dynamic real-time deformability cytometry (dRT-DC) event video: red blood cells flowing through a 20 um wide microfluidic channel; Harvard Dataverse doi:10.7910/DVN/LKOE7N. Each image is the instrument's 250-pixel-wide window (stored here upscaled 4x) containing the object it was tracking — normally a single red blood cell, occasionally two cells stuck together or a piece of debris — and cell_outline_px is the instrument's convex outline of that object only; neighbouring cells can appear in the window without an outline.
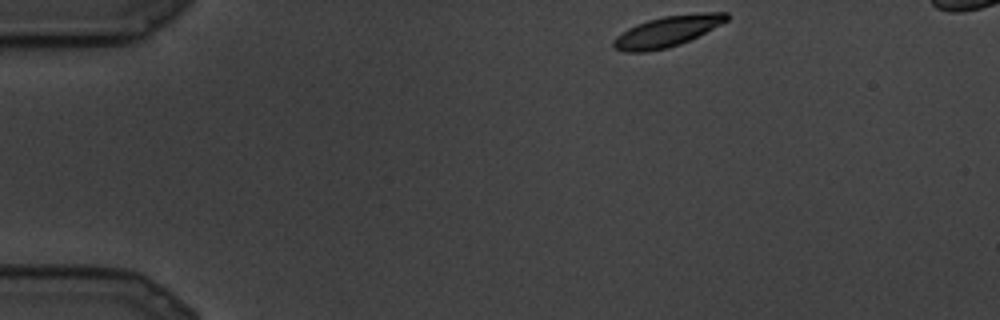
{"species": "common noctule bat (a hibernating species)", "species_latin": "Nyctalus noctula", "temperature_condition": "cold", "stored_images_in_passage": 12, "camera_frame_rate_fps": 3000, "um_per_image_px": 0.085, "animal": {"sex": "male", "body_mass_g": 19.5, "forearm_length_mm": 54.6}, "frame": {"image": 1, "passage_image": 1, "time_ms": 0.0, "image_size_px": [1000, 320], "cell_outline_px": [[728, 20], [680, 44], [668, 48], [644, 52], [624, 52], [616, 48], [612, 44], [612, 40], [616, 36], [628, 28], [636, 24], [648, 20], [664, 16], [704, 12], [728, 12]], "centroid_in_image_um": [56.67, 2.66], "position_along_channel_um": 28.3, "area_um2": 20.0}}
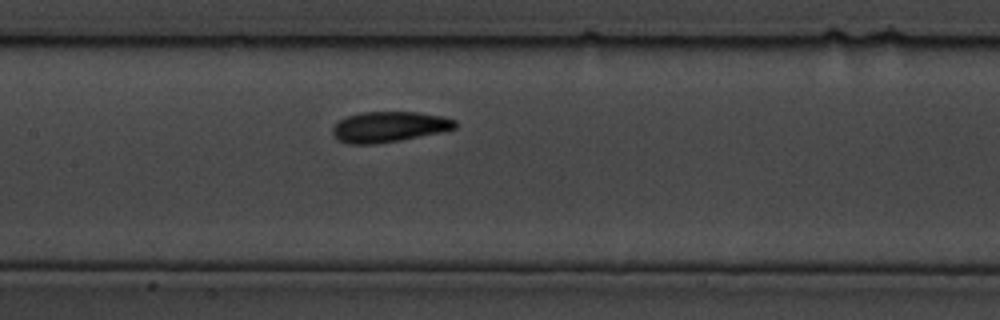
{"frame": {"image": 2, "passage_image": 9, "time_ms": 2.667, "image_size_px": [1000, 320], "cell_outline_px": [[456, 128], [440, 132], [400, 140], [376, 144], [348, 144], [336, 140], [332, 136], [332, 128], [340, 120], [348, 116], [364, 112], [416, 112], [444, 116], [456, 120]], "centroid_in_image_um": [33.05, 10.79], "position_along_channel_um": 174.4, "area_um2": 21.85}}
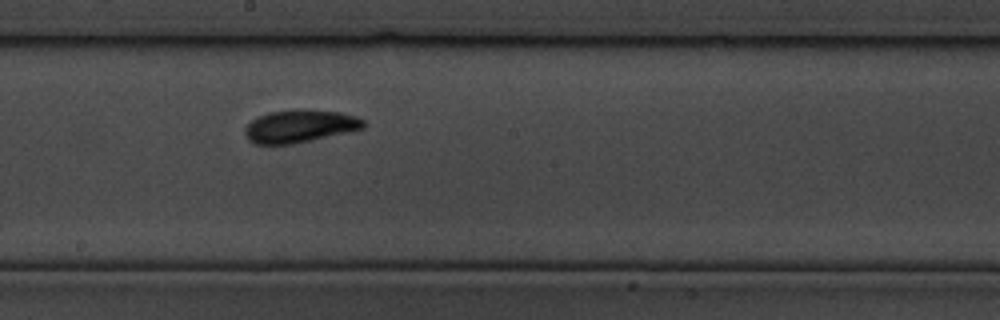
{"frame": {"image": 3, "passage_image": 11, "time_ms": 3.333, "image_size_px": [1000, 320], "cell_outline_px": [[368, 124], [364, 128], [348, 132], [312, 140], [292, 144], [256, 144], [248, 140], [244, 136], [244, 128], [252, 120], [268, 112], [340, 112], [356, 116], [364, 120]], "centroid_in_image_um": [25.48, 10.78], "position_along_channel_um": 222.7, "area_um2": 21.85}}